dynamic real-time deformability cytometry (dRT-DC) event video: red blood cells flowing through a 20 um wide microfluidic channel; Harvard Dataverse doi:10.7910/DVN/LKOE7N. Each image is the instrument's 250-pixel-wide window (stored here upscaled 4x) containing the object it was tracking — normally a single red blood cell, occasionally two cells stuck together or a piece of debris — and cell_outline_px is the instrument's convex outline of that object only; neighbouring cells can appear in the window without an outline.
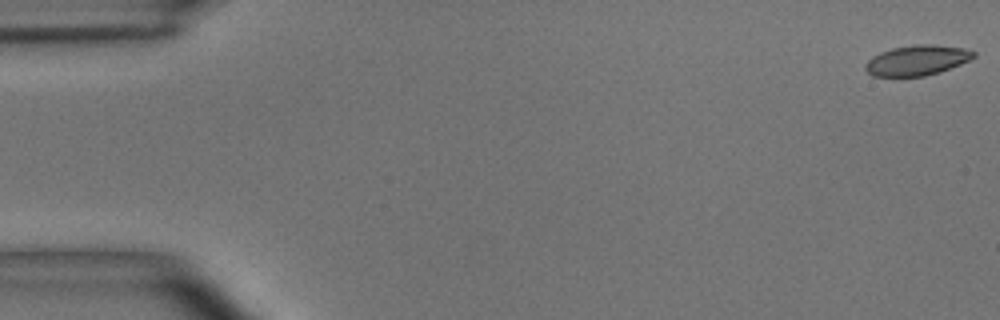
{"species": "common noctule bat (a hibernating species)", "species_latin": "Nyctalus noctula", "temperature_condition": "room temperature", "stored_images_in_passage": 22, "camera_frame_rate_fps": 3000, "um_per_image_px": 0.085, "animal": {"sex": "male", "body_mass_g": 15.6}, "frame": {"image": 1, "passage_image": 1, "time_ms": 0.0, "image_size_px": [1000, 320], "cell_outline_px": [[976, 56], [960, 64], [924, 76], [872, 76], [864, 68], [864, 64], [872, 56], [880, 52], [892, 48], [916, 44], [932, 44], [964, 48], [976, 52]], "centroid_in_image_um": [77.91, 5.11], "position_along_channel_um": 7.1, "area_um2": 18.9}}
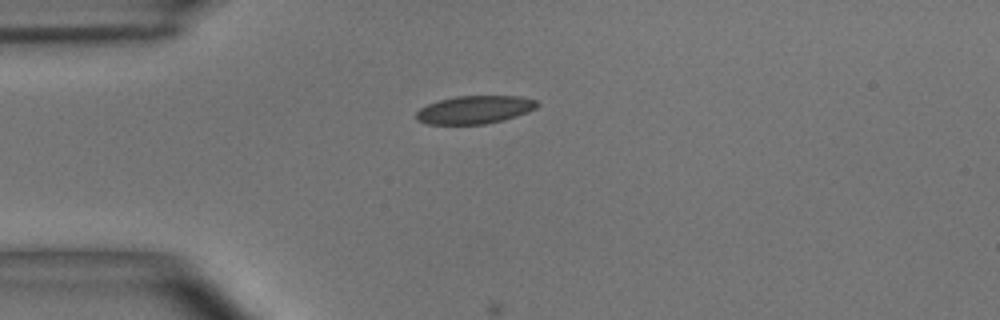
{"frame": {"image": 2, "passage_image": 14, "time_ms": 4.333, "image_size_px": [1000, 320], "cell_outline_px": [[540, 104], [536, 108], [528, 112], [504, 120], [484, 124], [428, 124], [416, 120], [416, 112], [420, 108], [428, 104], [440, 100], [456, 96], [520, 96], [536, 100]], "centroid_in_image_um": [40.36, 9.32], "position_along_channel_um": 44.6, "area_um2": 19.77}}